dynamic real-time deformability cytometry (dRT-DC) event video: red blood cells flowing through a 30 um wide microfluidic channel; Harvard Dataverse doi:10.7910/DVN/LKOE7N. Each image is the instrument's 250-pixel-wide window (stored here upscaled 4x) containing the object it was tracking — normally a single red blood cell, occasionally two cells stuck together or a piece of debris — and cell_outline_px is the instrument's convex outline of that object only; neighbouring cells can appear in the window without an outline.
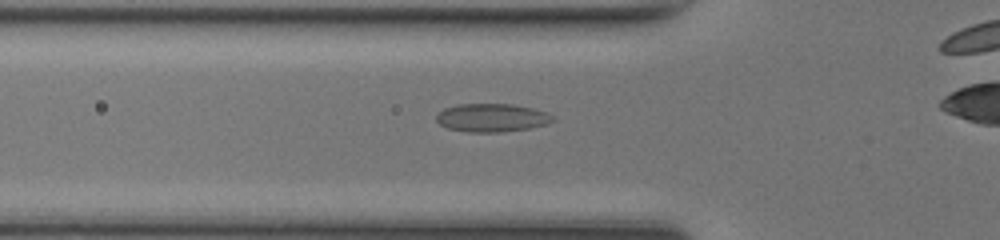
{"species": "common noctule bat (a hibernating species)", "species_latin": "Nyctalus noctula", "temperature_condition": "room temperature", "stored_images_in_passage": 34, "camera_frame_rate_fps": 3000, "um_per_image_px": 0.085, "animal": {"sex": "female", "body_mass_g": 17.0, "forearm_length_mm": 48.0}, "frame": {"image": 1, "passage_image": 11, "time_ms": 3.333, "image_size_px": [1000, 240], "cell_outline_px": [[556, 120], [548, 124], [528, 128], [500, 132], [468, 132], [448, 128], [440, 124], [436, 120], [436, 116], [444, 108], [456, 104], [512, 104], [532, 108], [548, 112]], "centroid_in_image_um": [41.82, 10.0], "position_along_channel_um": 84.0, "area_um2": 19.19}}
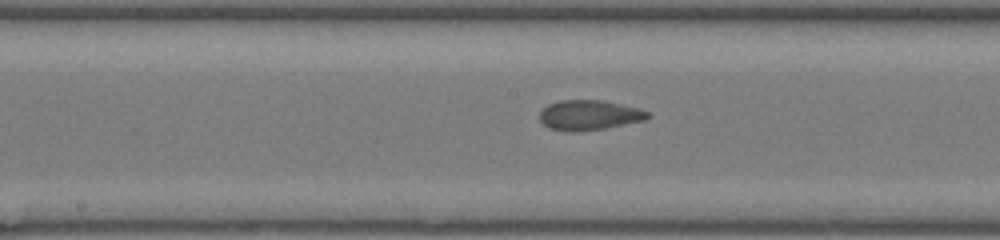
{"frame": {"image": 2, "passage_image": 19, "time_ms": 6.0, "image_size_px": [1000, 240], "cell_outline_px": [[648, 116], [644, 120], [604, 128], [576, 132], [568, 132], [548, 128], [540, 120], [540, 112], [548, 104], [560, 100], [600, 100], [640, 108], [648, 112]], "centroid_in_image_um": [50.04, 9.79], "position_along_channel_um": 198.2, "area_um2": 18.73}}
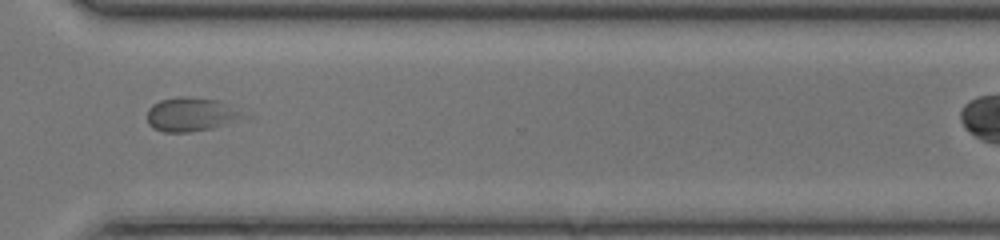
{"frame": {"image": 3, "passage_image": 30, "time_ms": 9.667, "image_size_px": [1000, 240], "cell_outline_px": [[240, 116], [228, 124], [212, 128], [188, 132], [164, 132], [152, 128], [148, 124], [148, 108], [152, 104], [160, 100], [180, 96], [188, 96], [220, 100], [240, 112]], "centroid_in_image_um": [16.13, 9.72], "position_along_channel_um": 354.5, "area_um2": 18.67}}